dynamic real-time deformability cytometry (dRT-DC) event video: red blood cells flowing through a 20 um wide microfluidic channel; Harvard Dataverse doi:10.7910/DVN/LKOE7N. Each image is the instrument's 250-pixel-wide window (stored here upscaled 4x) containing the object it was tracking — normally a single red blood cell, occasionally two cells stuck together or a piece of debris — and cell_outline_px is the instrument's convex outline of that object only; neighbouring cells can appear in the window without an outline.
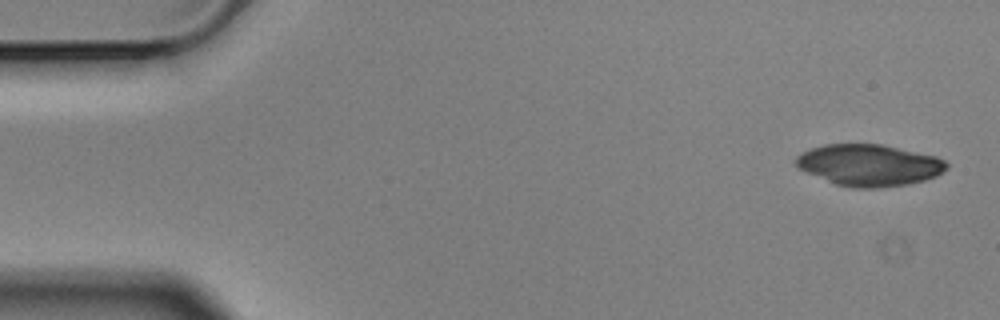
{"species": "Egyptian fruit bat (a non-hibernating species)", "species_latin": "Rousettus aegyptiacus", "temperature_condition": "cold", "stored_images_in_passage": 4, "camera_frame_rate_fps": 3000, "um_per_image_px": 0.085, "animal": {"sex": "male"}, "frame": {"image": 1, "passage_image": 1, "time_ms": 0.0, "image_size_px": [1000, 320], "cell_outline_px": [[948, 168], [944, 172], [936, 176], [924, 180], [908, 184], [876, 188], [852, 188], [836, 184], [808, 172], [800, 168], [796, 164], [796, 156], [812, 148], [824, 144], [884, 144], [936, 156], [944, 160], [948, 164]], "centroid_in_image_um": [73.93, 14.03], "position_along_channel_um": 11.1, "area_um2": 36.36}}